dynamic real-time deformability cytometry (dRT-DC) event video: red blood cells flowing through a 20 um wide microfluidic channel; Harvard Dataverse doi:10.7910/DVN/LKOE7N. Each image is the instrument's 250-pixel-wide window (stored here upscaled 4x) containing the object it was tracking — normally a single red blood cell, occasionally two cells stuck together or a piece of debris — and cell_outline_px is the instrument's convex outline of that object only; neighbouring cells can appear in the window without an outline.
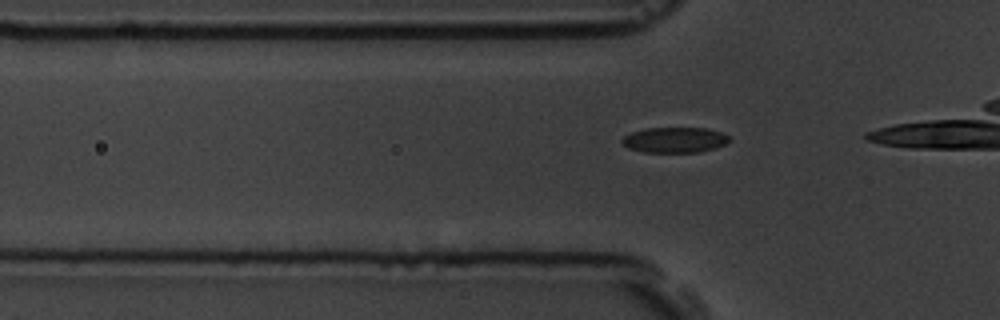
{"species": "common noctule bat (a hibernating species)", "species_latin": "Nyctalus noctula", "temperature_condition": "room temperature", "stored_images_in_passage": 13, "camera_frame_rate_fps": 3000, "um_per_image_px": 0.085, "animal": {"sex": "male", "body_mass_g": 19.5, "forearm_length_mm": 54.6}, "frame": {"image": 1, "passage_image": 6, "time_ms": 1.667, "image_size_px": [1000, 320], "cell_outline_px": [[732, 140], [716, 148], [700, 152], [644, 152], [628, 148], [620, 140], [624, 136], [632, 132], [644, 128], [708, 128], [720, 132], [728, 136]], "centroid_in_image_um": [57.36, 11.89], "position_along_channel_um": 68.4, "area_um2": 15.95}}
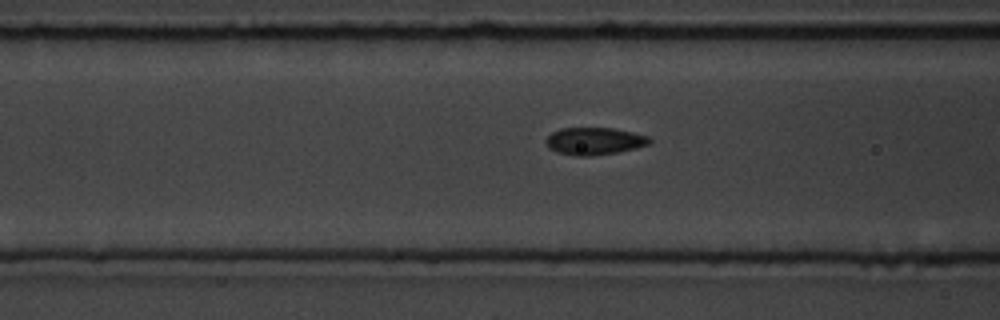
{"frame": {"image": 2, "passage_image": 10, "time_ms": 3.0, "image_size_px": [1000, 320], "cell_outline_px": [[652, 140], [648, 144], [636, 148], [620, 152], [588, 156], [576, 156], [556, 152], [548, 148], [544, 140], [552, 132], [560, 128], [612, 128], [632, 132], [648, 136]], "centroid_in_image_um": [50.49, 12.0], "position_along_channel_um": 116.1, "area_um2": 16.59}}